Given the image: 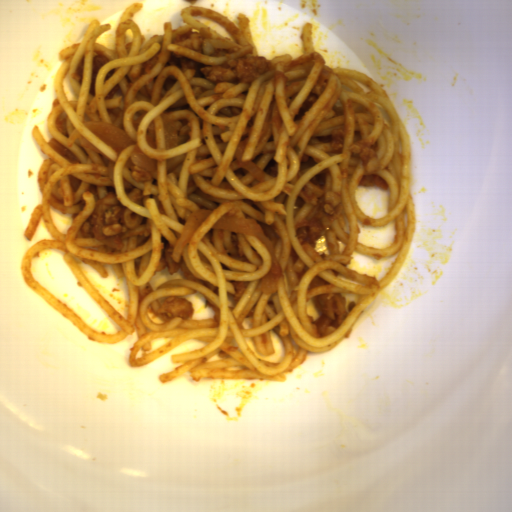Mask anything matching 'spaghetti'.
Listing matches in <instances>:
<instances>
[{"label":"spaghetti","instance_id":"obj_1","mask_svg":"<svg viewBox=\"0 0 512 512\" xmlns=\"http://www.w3.org/2000/svg\"><path fill=\"white\" fill-rule=\"evenodd\" d=\"M144 7L134 2L120 14L113 48L97 41L113 28L93 19L80 42L60 49L54 98L46 117L51 136L80 162H70L46 140L36 124L31 135L47 158L36 181L41 193L22 233L33 240L41 219L53 238L26 248L20 270L24 283L72 323L87 339L116 344L133 332L131 368L147 365L187 340L203 348L170 354L180 364L158 375L165 384L189 372L202 380L286 381L308 352L325 353L341 343L361 313L402 270L415 236L417 212L410 193L412 147L394 103L370 76L330 67L315 51L313 23L300 30L302 54L268 59L274 69L249 84L213 83L202 67L258 55L248 15L236 23L210 7L187 6L182 22L163 21V34L142 35L133 19ZM190 15L208 17L237 40L221 35ZM109 122L135 144L118 155L82 122ZM365 174L381 176L390 188L386 217L366 216L355 200ZM335 190L344 199L330 230L312 248L295 235L317 200ZM116 193L126 207L124 248L112 249L79 229L95 202ZM50 204L73 213L67 234L51 220ZM212 210L185 247L181 263L170 256L187 217ZM255 219L270 239L283 270L278 292L259 285L271 264L261 240L211 228L222 215ZM396 217L395 239L386 248L357 242L365 225L382 226ZM60 252L72 274L123 328L105 334L88 326L32 275L34 258ZM373 258L394 255L384 281L350 271L354 252ZM108 277L111 264L126 276L128 320L87 280L73 256ZM180 268L187 279H171L155 291L156 271ZM352 292L357 303L330 336H318L307 299ZM202 294L215 310L211 319L156 313L162 297Z\"/></svg>","mask_w":512,"mask_h":512}]
</instances>
